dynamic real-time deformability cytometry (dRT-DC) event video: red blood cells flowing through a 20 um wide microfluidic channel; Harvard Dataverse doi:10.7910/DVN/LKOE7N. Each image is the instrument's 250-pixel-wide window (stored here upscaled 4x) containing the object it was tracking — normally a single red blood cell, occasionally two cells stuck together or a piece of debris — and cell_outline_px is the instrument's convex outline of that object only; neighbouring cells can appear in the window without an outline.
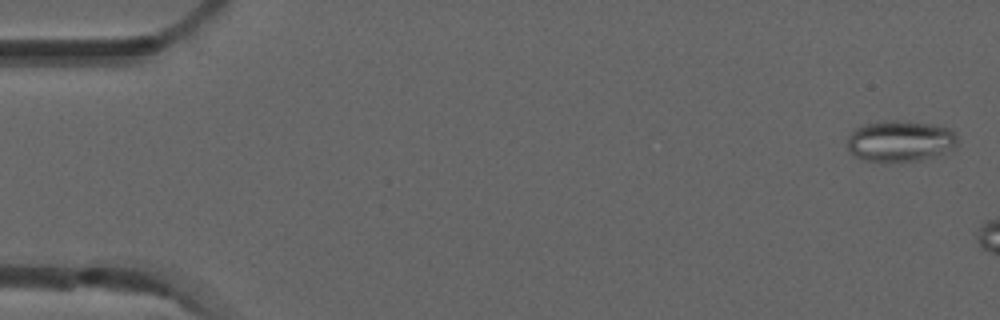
{"species": "common noctule bat (a hibernating species)", "species_latin": "Nyctalus noctula", "temperature_condition": "room temperature", "stored_images_in_passage": 6, "camera_frame_rate_fps": 3000, "um_per_image_px": 0.085, "animal": {"sex": "male", "forearm_length_mm": 52.5}, "frame": {"image": 1, "passage_image": 1, "time_ms": 0.0, "image_size_px": [1000, 320], "cell_outline_px": [[956, 148], [936, 156], [920, 160], [888, 164], [884, 164], [864, 160], [856, 156], [848, 148], [848, 136], [856, 128], [864, 124], [880, 120], [896, 120], [932, 124], [952, 128], [956, 132]], "centroid_in_image_um": [76.53, 12.01], "position_along_channel_um": 8.5, "area_um2": 27.17}}